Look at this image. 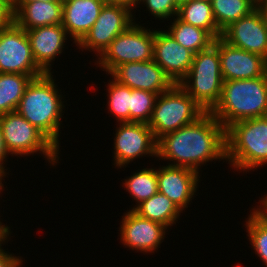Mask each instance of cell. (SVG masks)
I'll list each match as a JSON object with an SVG mask.
<instances>
[{
	"label": "cell",
	"mask_w": 267,
	"mask_h": 267,
	"mask_svg": "<svg viewBox=\"0 0 267 267\" xmlns=\"http://www.w3.org/2000/svg\"><path fill=\"white\" fill-rule=\"evenodd\" d=\"M3 220L1 221L0 218V247L4 246L8 241L10 240L11 235V229L10 226H7V223L4 224ZM8 239V240H7ZM3 244V245H2Z\"/></svg>",
	"instance_id": "cell-34"
},
{
	"label": "cell",
	"mask_w": 267,
	"mask_h": 267,
	"mask_svg": "<svg viewBox=\"0 0 267 267\" xmlns=\"http://www.w3.org/2000/svg\"><path fill=\"white\" fill-rule=\"evenodd\" d=\"M157 168L158 192L166 195L183 212L197 196L200 174L186 167L162 165Z\"/></svg>",
	"instance_id": "cell-15"
},
{
	"label": "cell",
	"mask_w": 267,
	"mask_h": 267,
	"mask_svg": "<svg viewBox=\"0 0 267 267\" xmlns=\"http://www.w3.org/2000/svg\"><path fill=\"white\" fill-rule=\"evenodd\" d=\"M157 158L170 161L167 165L186 167L200 174L202 165L209 161L227 162L226 129L206 112L195 122L160 137Z\"/></svg>",
	"instance_id": "cell-1"
},
{
	"label": "cell",
	"mask_w": 267,
	"mask_h": 267,
	"mask_svg": "<svg viewBox=\"0 0 267 267\" xmlns=\"http://www.w3.org/2000/svg\"><path fill=\"white\" fill-rule=\"evenodd\" d=\"M193 56L192 51L180 45L165 29L155 30L153 60L174 84L189 72Z\"/></svg>",
	"instance_id": "cell-17"
},
{
	"label": "cell",
	"mask_w": 267,
	"mask_h": 267,
	"mask_svg": "<svg viewBox=\"0 0 267 267\" xmlns=\"http://www.w3.org/2000/svg\"><path fill=\"white\" fill-rule=\"evenodd\" d=\"M4 143L10 155L27 157L39 154L48 164L55 166L60 159V150L36 127L17 111L0 115Z\"/></svg>",
	"instance_id": "cell-7"
},
{
	"label": "cell",
	"mask_w": 267,
	"mask_h": 267,
	"mask_svg": "<svg viewBox=\"0 0 267 267\" xmlns=\"http://www.w3.org/2000/svg\"><path fill=\"white\" fill-rule=\"evenodd\" d=\"M210 113L225 129L239 121L267 116V73L255 79L223 81L220 100Z\"/></svg>",
	"instance_id": "cell-3"
},
{
	"label": "cell",
	"mask_w": 267,
	"mask_h": 267,
	"mask_svg": "<svg viewBox=\"0 0 267 267\" xmlns=\"http://www.w3.org/2000/svg\"><path fill=\"white\" fill-rule=\"evenodd\" d=\"M113 144V165L126 168L129 163L141 157L157 158V140L147 123L118 122ZM147 155V156H146Z\"/></svg>",
	"instance_id": "cell-10"
},
{
	"label": "cell",
	"mask_w": 267,
	"mask_h": 267,
	"mask_svg": "<svg viewBox=\"0 0 267 267\" xmlns=\"http://www.w3.org/2000/svg\"><path fill=\"white\" fill-rule=\"evenodd\" d=\"M13 22L12 0H0V29L9 27Z\"/></svg>",
	"instance_id": "cell-31"
},
{
	"label": "cell",
	"mask_w": 267,
	"mask_h": 267,
	"mask_svg": "<svg viewBox=\"0 0 267 267\" xmlns=\"http://www.w3.org/2000/svg\"><path fill=\"white\" fill-rule=\"evenodd\" d=\"M221 38L229 45L258 54L267 60V24L257 8L232 22L222 31Z\"/></svg>",
	"instance_id": "cell-14"
},
{
	"label": "cell",
	"mask_w": 267,
	"mask_h": 267,
	"mask_svg": "<svg viewBox=\"0 0 267 267\" xmlns=\"http://www.w3.org/2000/svg\"><path fill=\"white\" fill-rule=\"evenodd\" d=\"M257 9L260 11L264 22L267 24V0H257Z\"/></svg>",
	"instance_id": "cell-36"
},
{
	"label": "cell",
	"mask_w": 267,
	"mask_h": 267,
	"mask_svg": "<svg viewBox=\"0 0 267 267\" xmlns=\"http://www.w3.org/2000/svg\"><path fill=\"white\" fill-rule=\"evenodd\" d=\"M0 73L45 74L34 60L26 30L15 22L0 29Z\"/></svg>",
	"instance_id": "cell-11"
},
{
	"label": "cell",
	"mask_w": 267,
	"mask_h": 267,
	"mask_svg": "<svg viewBox=\"0 0 267 267\" xmlns=\"http://www.w3.org/2000/svg\"><path fill=\"white\" fill-rule=\"evenodd\" d=\"M109 78L107 89H105L108 93L106 107L109 109V116L113 115L116 122H130L131 88Z\"/></svg>",
	"instance_id": "cell-28"
},
{
	"label": "cell",
	"mask_w": 267,
	"mask_h": 267,
	"mask_svg": "<svg viewBox=\"0 0 267 267\" xmlns=\"http://www.w3.org/2000/svg\"><path fill=\"white\" fill-rule=\"evenodd\" d=\"M133 12H136L133 5L106 3L91 29L76 44L77 50L93 52L98 58L119 34L135 23Z\"/></svg>",
	"instance_id": "cell-9"
},
{
	"label": "cell",
	"mask_w": 267,
	"mask_h": 267,
	"mask_svg": "<svg viewBox=\"0 0 267 267\" xmlns=\"http://www.w3.org/2000/svg\"><path fill=\"white\" fill-rule=\"evenodd\" d=\"M217 27L223 31L232 22L249 15L257 8V0H211Z\"/></svg>",
	"instance_id": "cell-26"
},
{
	"label": "cell",
	"mask_w": 267,
	"mask_h": 267,
	"mask_svg": "<svg viewBox=\"0 0 267 267\" xmlns=\"http://www.w3.org/2000/svg\"><path fill=\"white\" fill-rule=\"evenodd\" d=\"M37 66L51 74L53 61L63 53L67 40H71L62 24L47 25L26 30ZM58 56V57H57Z\"/></svg>",
	"instance_id": "cell-18"
},
{
	"label": "cell",
	"mask_w": 267,
	"mask_h": 267,
	"mask_svg": "<svg viewBox=\"0 0 267 267\" xmlns=\"http://www.w3.org/2000/svg\"><path fill=\"white\" fill-rule=\"evenodd\" d=\"M109 75L131 89L145 90L158 95L174 85L154 60L120 64Z\"/></svg>",
	"instance_id": "cell-13"
},
{
	"label": "cell",
	"mask_w": 267,
	"mask_h": 267,
	"mask_svg": "<svg viewBox=\"0 0 267 267\" xmlns=\"http://www.w3.org/2000/svg\"><path fill=\"white\" fill-rule=\"evenodd\" d=\"M199 1L211 2V0H199Z\"/></svg>",
	"instance_id": "cell-41"
},
{
	"label": "cell",
	"mask_w": 267,
	"mask_h": 267,
	"mask_svg": "<svg viewBox=\"0 0 267 267\" xmlns=\"http://www.w3.org/2000/svg\"><path fill=\"white\" fill-rule=\"evenodd\" d=\"M23 257L15 256L14 253L5 251L3 247H0V267H22L25 261Z\"/></svg>",
	"instance_id": "cell-32"
},
{
	"label": "cell",
	"mask_w": 267,
	"mask_h": 267,
	"mask_svg": "<svg viewBox=\"0 0 267 267\" xmlns=\"http://www.w3.org/2000/svg\"><path fill=\"white\" fill-rule=\"evenodd\" d=\"M223 78L220 69L219 38L193 56L186 76L178 83L206 112L219 102Z\"/></svg>",
	"instance_id": "cell-5"
},
{
	"label": "cell",
	"mask_w": 267,
	"mask_h": 267,
	"mask_svg": "<svg viewBox=\"0 0 267 267\" xmlns=\"http://www.w3.org/2000/svg\"><path fill=\"white\" fill-rule=\"evenodd\" d=\"M133 211L143 218L157 222L166 226L168 229L176 225L183 213L166 195L157 192L138 204Z\"/></svg>",
	"instance_id": "cell-21"
},
{
	"label": "cell",
	"mask_w": 267,
	"mask_h": 267,
	"mask_svg": "<svg viewBox=\"0 0 267 267\" xmlns=\"http://www.w3.org/2000/svg\"><path fill=\"white\" fill-rule=\"evenodd\" d=\"M142 4L146 6L149 16L151 15L155 20H162L163 22L172 20L177 16L179 7L174 0H135L133 7L136 9Z\"/></svg>",
	"instance_id": "cell-30"
},
{
	"label": "cell",
	"mask_w": 267,
	"mask_h": 267,
	"mask_svg": "<svg viewBox=\"0 0 267 267\" xmlns=\"http://www.w3.org/2000/svg\"><path fill=\"white\" fill-rule=\"evenodd\" d=\"M158 94L145 90L131 89L130 122L150 121Z\"/></svg>",
	"instance_id": "cell-29"
},
{
	"label": "cell",
	"mask_w": 267,
	"mask_h": 267,
	"mask_svg": "<svg viewBox=\"0 0 267 267\" xmlns=\"http://www.w3.org/2000/svg\"><path fill=\"white\" fill-rule=\"evenodd\" d=\"M40 76L0 73V115L16 111L27 85Z\"/></svg>",
	"instance_id": "cell-24"
},
{
	"label": "cell",
	"mask_w": 267,
	"mask_h": 267,
	"mask_svg": "<svg viewBox=\"0 0 267 267\" xmlns=\"http://www.w3.org/2000/svg\"><path fill=\"white\" fill-rule=\"evenodd\" d=\"M4 182H2L1 180H0V194H2V192L5 190L4 189V184H3Z\"/></svg>",
	"instance_id": "cell-40"
},
{
	"label": "cell",
	"mask_w": 267,
	"mask_h": 267,
	"mask_svg": "<svg viewBox=\"0 0 267 267\" xmlns=\"http://www.w3.org/2000/svg\"><path fill=\"white\" fill-rule=\"evenodd\" d=\"M104 3L134 5L135 0H102Z\"/></svg>",
	"instance_id": "cell-37"
},
{
	"label": "cell",
	"mask_w": 267,
	"mask_h": 267,
	"mask_svg": "<svg viewBox=\"0 0 267 267\" xmlns=\"http://www.w3.org/2000/svg\"><path fill=\"white\" fill-rule=\"evenodd\" d=\"M219 58L224 81L255 79L267 73L265 58L229 45L221 37H219Z\"/></svg>",
	"instance_id": "cell-16"
},
{
	"label": "cell",
	"mask_w": 267,
	"mask_h": 267,
	"mask_svg": "<svg viewBox=\"0 0 267 267\" xmlns=\"http://www.w3.org/2000/svg\"><path fill=\"white\" fill-rule=\"evenodd\" d=\"M36 1H43V2H58L59 0H12V3H30Z\"/></svg>",
	"instance_id": "cell-38"
},
{
	"label": "cell",
	"mask_w": 267,
	"mask_h": 267,
	"mask_svg": "<svg viewBox=\"0 0 267 267\" xmlns=\"http://www.w3.org/2000/svg\"><path fill=\"white\" fill-rule=\"evenodd\" d=\"M8 156H11L10 153L8 152L6 145L4 143V137H3V132L0 126V180L5 182V179L9 171L7 172L8 168L5 169L6 162H8L7 158ZM5 162V163H4Z\"/></svg>",
	"instance_id": "cell-33"
},
{
	"label": "cell",
	"mask_w": 267,
	"mask_h": 267,
	"mask_svg": "<svg viewBox=\"0 0 267 267\" xmlns=\"http://www.w3.org/2000/svg\"><path fill=\"white\" fill-rule=\"evenodd\" d=\"M121 219L118 239L124 247L135 252L144 255L155 253L166 238L168 231L166 226L143 218L133 210L124 212Z\"/></svg>",
	"instance_id": "cell-12"
},
{
	"label": "cell",
	"mask_w": 267,
	"mask_h": 267,
	"mask_svg": "<svg viewBox=\"0 0 267 267\" xmlns=\"http://www.w3.org/2000/svg\"><path fill=\"white\" fill-rule=\"evenodd\" d=\"M105 4L102 0H63L62 26L75 45L91 29Z\"/></svg>",
	"instance_id": "cell-19"
},
{
	"label": "cell",
	"mask_w": 267,
	"mask_h": 267,
	"mask_svg": "<svg viewBox=\"0 0 267 267\" xmlns=\"http://www.w3.org/2000/svg\"><path fill=\"white\" fill-rule=\"evenodd\" d=\"M260 199L259 202H256L259 205L255 207L267 219V193Z\"/></svg>",
	"instance_id": "cell-35"
},
{
	"label": "cell",
	"mask_w": 267,
	"mask_h": 267,
	"mask_svg": "<svg viewBox=\"0 0 267 267\" xmlns=\"http://www.w3.org/2000/svg\"><path fill=\"white\" fill-rule=\"evenodd\" d=\"M137 22L139 21H135L119 34L105 51L95 58L94 65L105 71L107 76L120 64L153 60L155 29L151 27L150 30Z\"/></svg>",
	"instance_id": "cell-8"
},
{
	"label": "cell",
	"mask_w": 267,
	"mask_h": 267,
	"mask_svg": "<svg viewBox=\"0 0 267 267\" xmlns=\"http://www.w3.org/2000/svg\"><path fill=\"white\" fill-rule=\"evenodd\" d=\"M177 17L185 23L206 30L214 39L222 35L215 22L211 2L187 0L178 7Z\"/></svg>",
	"instance_id": "cell-22"
},
{
	"label": "cell",
	"mask_w": 267,
	"mask_h": 267,
	"mask_svg": "<svg viewBox=\"0 0 267 267\" xmlns=\"http://www.w3.org/2000/svg\"><path fill=\"white\" fill-rule=\"evenodd\" d=\"M187 0H174V2L180 6L181 4H184Z\"/></svg>",
	"instance_id": "cell-39"
},
{
	"label": "cell",
	"mask_w": 267,
	"mask_h": 267,
	"mask_svg": "<svg viewBox=\"0 0 267 267\" xmlns=\"http://www.w3.org/2000/svg\"><path fill=\"white\" fill-rule=\"evenodd\" d=\"M14 22L24 30L62 24L63 0L12 3Z\"/></svg>",
	"instance_id": "cell-20"
},
{
	"label": "cell",
	"mask_w": 267,
	"mask_h": 267,
	"mask_svg": "<svg viewBox=\"0 0 267 267\" xmlns=\"http://www.w3.org/2000/svg\"><path fill=\"white\" fill-rule=\"evenodd\" d=\"M206 111L178 84L158 95L149 128L156 140L165 134L189 125Z\"/></svg>",
	"instance_id": "cell-6"
},
{
	"label": "cell",
	"mask_w": 267,
	"mask_h": 267,
	"mask_svg": "<svg viewBox=\"0 0 267 267\" xmlns=\"http://www.w3.org/2000/svg\"><path fill=\"white\" fill-rule=\"evenodd\" d=\"M129 177V178H128ZM122 187L136 202L130 210H133L141 202L148 200L158 192L157 168H142L134 171L122 181Z\"/></svg>",
	"instance_id": "cell-25"
},
{
	"label": "cell",
	"mask_w": 267,
	"mask_h": 267,
	"mask_svg": "<svg viewBox=\"0 0 267 267\" xmlns=\"http://www.w3.org/2000/svg\"><path fill=\"white\" fill-rule=\"evenodd\" d=\"M226 159L238 172L267 165V116L239 121L226 129Z\"/></svg>",
	"instance_id": "cell-4"
},
{
	"label": "cell",
	"mask_w": 267,
	"mask_h": 267,
	"mask_svg": "<svg viewBox=\"0 0 267 267\" xmlns=\"http://www.w3.org/2000/svg\"><path fill=\"white\" fill-rule=\"evenodd\" d=\"M168 30L166 31L174 38L180 45L188 48L194 54L208 49L215 41V39L201 28L195 27L191 24L185 23L177 16L170 21Z\"/></svg>",
	"instance_id": "cell-23"
},
{
	"label": "cell",
	"mask_w": 267,
	"mask_h": 267,
	"mask_svg": "<svg viewBox=\"0 0 267 267\" xmlns=\"http://www.w3.org/2000/svg\"><path fill=\"white\" fill-rule=\"evenodd\" d=\"M246 233L251 248L267 267V219L254 207L245 220Z\"/></svg>",
	"instance_id": "cell-27"
},
{
	"label": "cell",
	"mask_w": 267,
	"mask_h": 267,
	"mask_svg": "<svg viewBox=\"0 0 267 267\" xmlns=\"http://www.w3.org/2000/svg\"><path fill=\"white\" fill-rule=\"evenodd\" d=\"M53 76L51 73L32 79L16 111L60 150L61 119L66 105L62 90L58 88Z\"/></svg>",
	"instance_id": "cell-2"
}]
</instances>
